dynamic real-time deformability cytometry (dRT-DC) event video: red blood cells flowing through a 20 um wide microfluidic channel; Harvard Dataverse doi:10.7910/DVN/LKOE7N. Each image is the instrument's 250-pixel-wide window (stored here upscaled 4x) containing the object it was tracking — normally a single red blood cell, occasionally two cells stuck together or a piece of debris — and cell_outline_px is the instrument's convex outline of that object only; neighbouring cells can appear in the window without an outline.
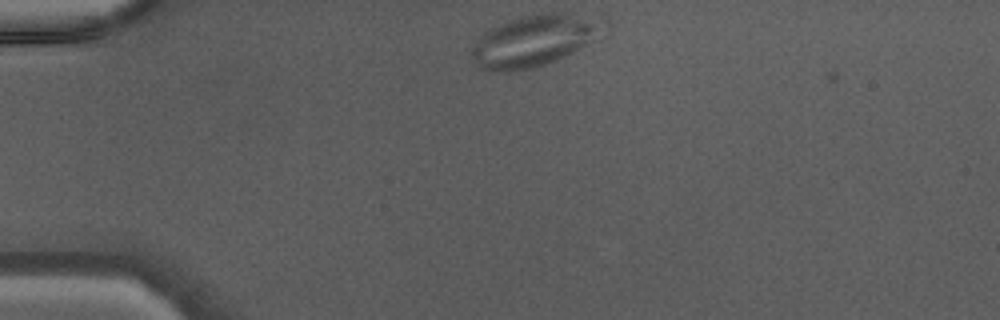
{"species": "Egyptian fruit bat (a non-hibernating species)", "species_latin": "Rousettus aegyptiacus", "temperature_condition": "warm", "stored_images_in_passage": 36, "camera_frame_rate_fps": 3000, "um_per_image_px": 0.085, "animal": {"sex": "male"}, "frame": {"image": 1, "passage_image": 1, "time_ms": 0.0, "image_size_px": [1000, 320], "cell_outline_px": [[608, 24], [592, 40], [564, 56], [556, 60], [532, 68], [508, 72], [488, 72], [476, 68], [472, 56], [472, 48], [480, 36], [484, 32], [496, 24], [504, 20], [536, 12], [604, 12]], "centroid_in_image_um": [45.47, 3.37], "position_along_channel_um": 39.5, "area_um2": 41.04}}
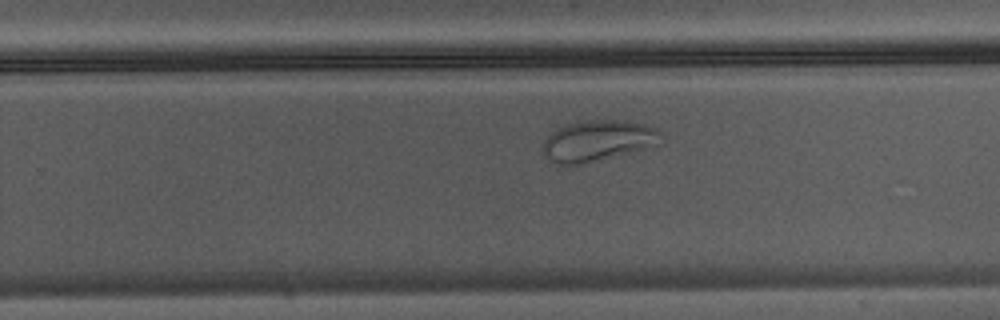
{"frame": {"image": 2, "passage_image": 20, "time_ms": 6.333, "image_size_px": [1000, 320], "cell_outline_px": [[664, 140], [656, 144], [576, 164], [560, 164], [548, 160], [544, 152], [544, 140], [556, 128], [568, 124], [588, 120], [616, 120], [644, 124], [656, 128], [660, 132]], "centroid_in_image_um": [50.78, 11.92], "position_along_channel_um": 279.0, "area_um2": 26.99}}
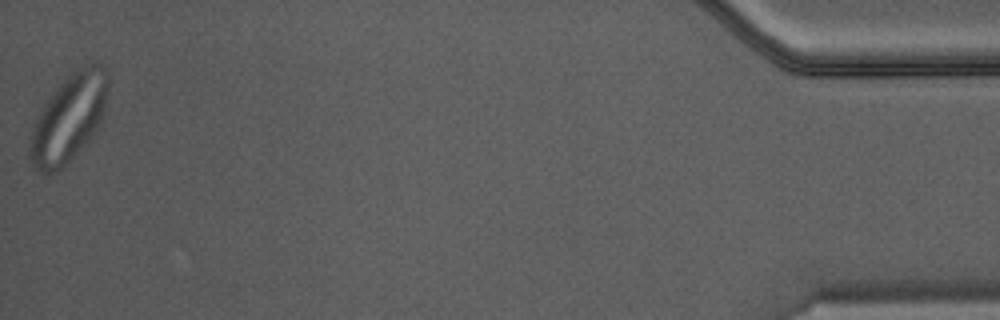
{"frame": {"image": 3, "passage_image": 36, "time_ms": 11.667, "image_size_px": [1000, 320], "cell_outline_px": [[108, 84], [104, 116], [96, 132], [64, 168], [48, 176], [32, 168], [28, 156], [28, 136], [32, 124], [40, 108], [52, 92], [72, 72], [88, 60], [96, 60], [104, 64], [108, 72]], "centroid_in_image_um": [5.83, 10.05], "position_along_channel_um": 429.4, "area_um2": 41.56}}